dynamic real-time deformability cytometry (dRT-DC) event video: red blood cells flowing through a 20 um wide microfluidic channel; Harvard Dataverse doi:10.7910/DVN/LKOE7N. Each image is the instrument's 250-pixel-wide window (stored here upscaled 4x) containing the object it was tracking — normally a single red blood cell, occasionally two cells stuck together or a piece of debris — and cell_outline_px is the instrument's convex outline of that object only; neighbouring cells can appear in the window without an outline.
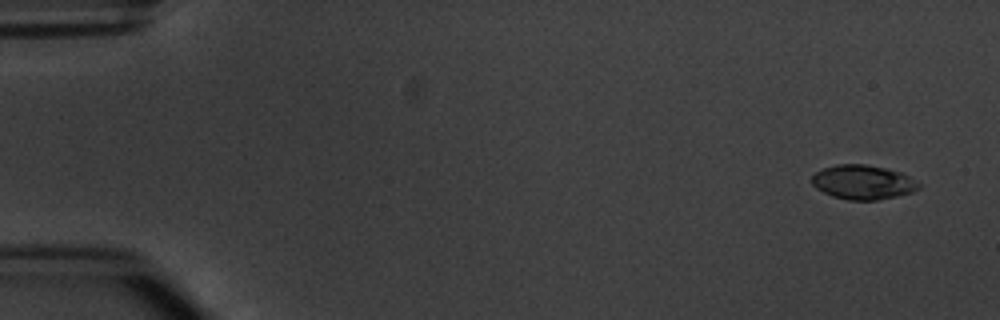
{"species": "common noctule bat (a hibernating species)", "species_latin": "Nyctalus noctula", "temperature_condition": "warm", "stored_images_in_passage": 9, "camera_frame_rate_fps": 3000, "um_per_image_px": 0.085, "animal": {"sex": "male", "body_mass_g": 20.1, "forearm_length_mm": 53.5}, "frame": {"image": 1, "passage_image": 1, "time_ms": 0.0, "image_size_px": [1000, 320], "cell_outline_px": [[920, 188], [912, 192], [896, 196], [876, 200], [848, 200], [832, 196], [816, 188], [812, 184], [812, 176], [816, 172], [824, 168], [836, 164], [864, 164], [884, 168], [900, 172], [908, 176], [920, 184]], "centroid_in_image_um": [73.34, 15.49], "position_along_channel_um": 11.7, "area_um2": 21.21}}
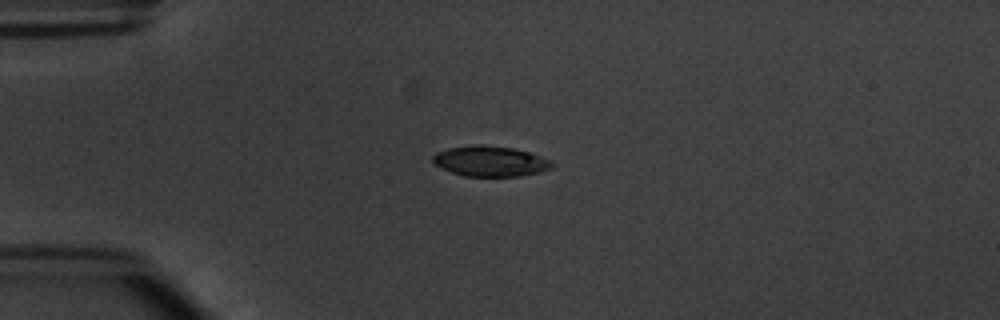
{"frame": {"image": 2, "passage_image": 4, "time_ms": 3.667, "image_size_px": [1000, 320], "cell_outline_px": [[556, 164], [552, 168], [540, 172], [520, 176], [464, 176], [452, 172], [436, 164], [432, 160], [432, 156], [436, 152], [448, 148], [472, 144], [484, 144], [512, 148], [528, 152], [552, 160]], "centroid_in_image_um": [41.7, 13.69], "position_along_channel_um": 43.3, "area_um2": 21.21}}
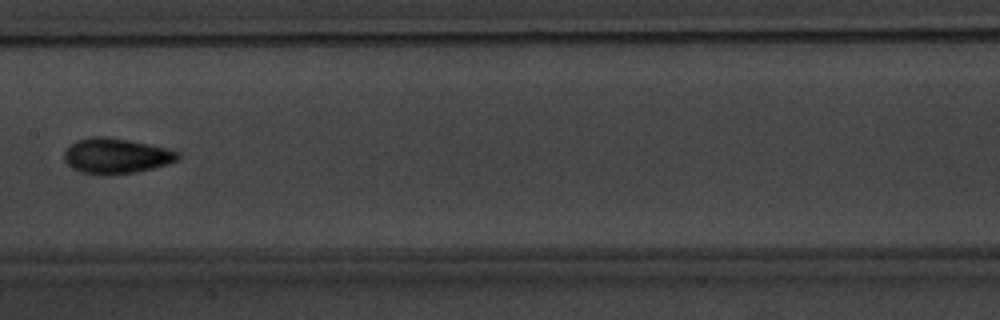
{"frame": {"image": 3, "passage_image": 8, "time_ms": 8.333, "image_size_px": [1000, 320], "cell_outline_px": [[180, 160], [168, 164], [136, 172], [112, 176], [100, 176], [80, 172], [72, 168], [64, 160], [64, 152], [76, 140], [92, 136], [104, 136], [128, 140], [164, 148], [180, 152]], "centroid_in_image_um": [9.85, 13.28], "position_along_channel_um": 197.5, "area_um2": 23.64}}